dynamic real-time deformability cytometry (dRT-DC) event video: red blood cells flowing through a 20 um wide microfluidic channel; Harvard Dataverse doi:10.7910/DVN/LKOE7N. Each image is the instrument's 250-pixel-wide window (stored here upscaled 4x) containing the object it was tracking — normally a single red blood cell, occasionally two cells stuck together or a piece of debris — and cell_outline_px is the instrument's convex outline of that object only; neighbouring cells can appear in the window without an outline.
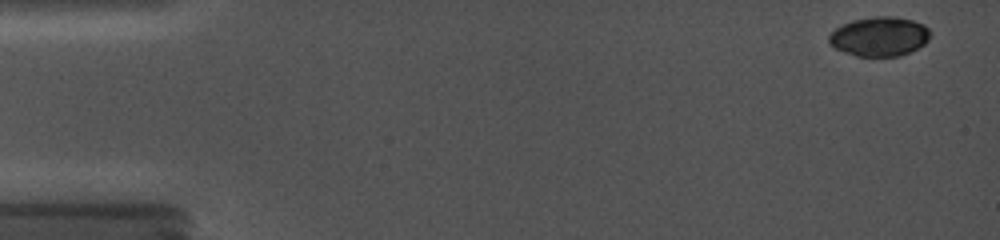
{"species": "common noctule bat (a hibernating species)", "species_latin": "Nyctalus noctula", "temperature_condition": "cold", "stored_images_in_passage": 99, "camera_frame_rate_fps": 5000, "um_per_image_px": 0.085, "animal": {"sex": "female", "body_mass_g": 19.0, "forearm_length_mm": 56.7}, "frame": {"image": 1, "passage_image": 5, "time_ms": 0.6, "image_size_px": [1000, 240], "cell_outline_px": [[932, 36], [924, 44], [900, 56], [856, 56], [844, 52], [828, 44], [828, 36], [840, 24], [852, 20], [876, 16], [892, 16], [912, 20], [924, 24], [932, 32]], "centroid_in_image_um": [74.75, 3.09], "position_along_channel_um": 10.3, "area_um2": 23.41}}
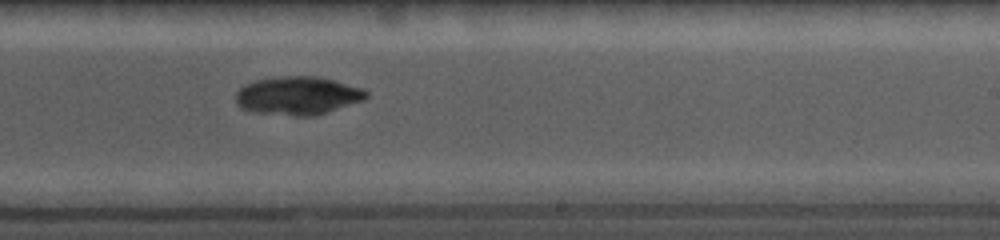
{"frame": {"image": 2, "passage_image": 65, "time_ms": 10.8, "image_size_px": [1000, 240], "cell_outline_px": [[368, 96], [364, 100], [312, 116], [296, 116], [256, 112], [244, 108], [236, 104], [236, 92], [244, 84], [256, 80], [288, 76], [312, 76], [332, 80], [364, 88], [368, 92]], "centroid_in_image_um": [25.31, 8.13], "position_along_channel_um": 263.7, "area_um2": 28.73}}
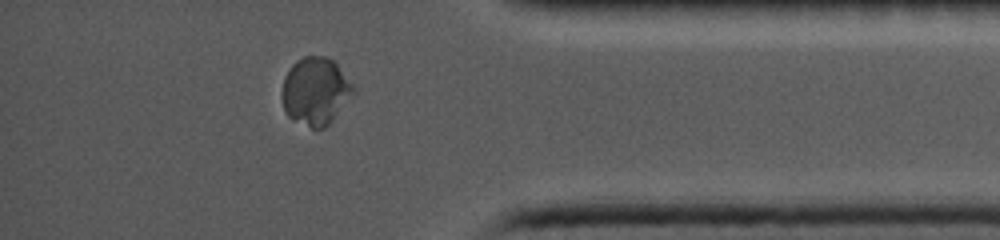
{"frame": {"image": 3, "passage_image": 90, "time_ms": 14.8, "image_size_px": [1000, 240], "cell_outline_px": [[352, 92], [332, 120], [324, 128], [312, 128], [292, 120], [288, 116], [284, 108], [284, 76], [292, 64], [296, 60], [304, 56], [324, 56], [332, 60], [336, 64], [352, 84]], "centroid_in_image_um": [26.77, 7.74], "position_along_channel_um": 408.4, "area_um2": 27.17}, "authors_computed_cell_mechanics": {"area_um2": 28.1486, "velocity_mm_per_s": 3.8, "shape_relaxation_time_tau1_ms": null, "shape_relaxation_time_tau2_ms": 1.5047, "deformation_change_tau1": null, "deformation_change_tau2": 0.0238}}